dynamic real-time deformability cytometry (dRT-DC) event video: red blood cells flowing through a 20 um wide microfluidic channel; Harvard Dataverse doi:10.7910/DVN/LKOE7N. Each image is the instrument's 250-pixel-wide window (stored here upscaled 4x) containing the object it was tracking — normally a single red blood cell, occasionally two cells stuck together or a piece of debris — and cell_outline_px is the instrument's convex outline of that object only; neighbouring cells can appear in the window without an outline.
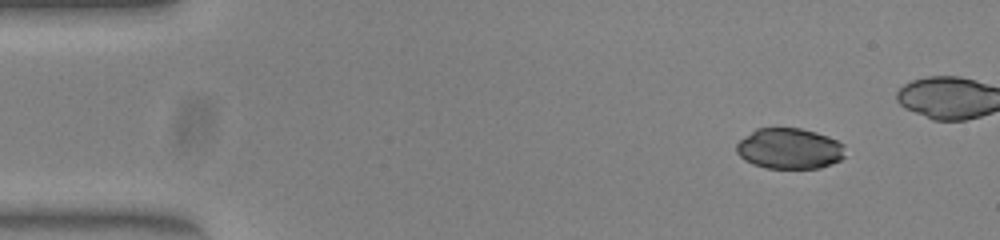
{"species": "common noctule bat (a hibernating species)", "species_latin": "Nyctalus noctula", "temperature_condition": "warm", "stored_images_in_passage": 40, "camera_frame_rate_fps": 3000, "um_per_image_px": 0.085, "animal": {"sex": "female", "body_mass_g": 23.0, "forearm_length_mm": 53.4}, "frame": {"image": 1, "passage_image": 1, "time_ms": 0.0, "image_size_px": [1000, 240], "cell_outline_px": [[844, 156], [840, 160], [820, 168], [768, 168], [752, 164], [744, 160], [736, 152], [736, 144], [744, 136], [756, 128], [800, 128], [816, 132], [828, 136], [844, 144]], "centroid_in_image_um": [67.08, 12.63], "position_along_channel_um": 17.9, "area_um2": 25.89}}
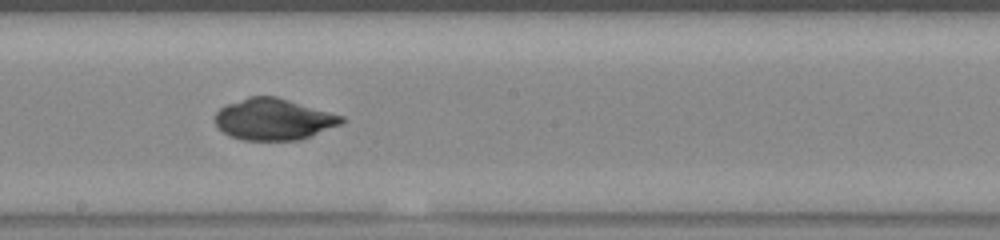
{"frame": {"image": 2, "passage_image": 24, "time_ms": 7.667, "image_size_px": [1000, 240], "cell_outline_px": [[344, 120], [340, 124], [312, 136], [300, 140], [240, 140], [228, 136], [216, 124], [216, 112], [220, 108], [228, 104], [248, 96], [276, 96], [344, 116]], "centroid_in_image_um": [23.25, 10.14], "position_along_channel_um": 224.9, "area_um2": 30.46}}
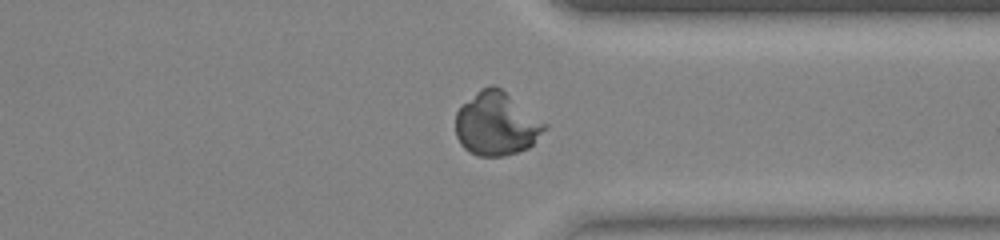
{"frame": {"image": 3, "passage_image": 35, "time_ms": 11.333, "image_size_px": [1000, 240], "cell_outline_px": [[548, 124], [532, 144], [528, 148], [504, 156], [476, 156], [468, 152], [460, 144], [456, 136], [456, 112], [480, 88], [492, 84], [500, 88]], "centroid_in_image_um": [42.17, 10.54], "position_along_channel_um": 369.2, "area_um2": 32.6}}